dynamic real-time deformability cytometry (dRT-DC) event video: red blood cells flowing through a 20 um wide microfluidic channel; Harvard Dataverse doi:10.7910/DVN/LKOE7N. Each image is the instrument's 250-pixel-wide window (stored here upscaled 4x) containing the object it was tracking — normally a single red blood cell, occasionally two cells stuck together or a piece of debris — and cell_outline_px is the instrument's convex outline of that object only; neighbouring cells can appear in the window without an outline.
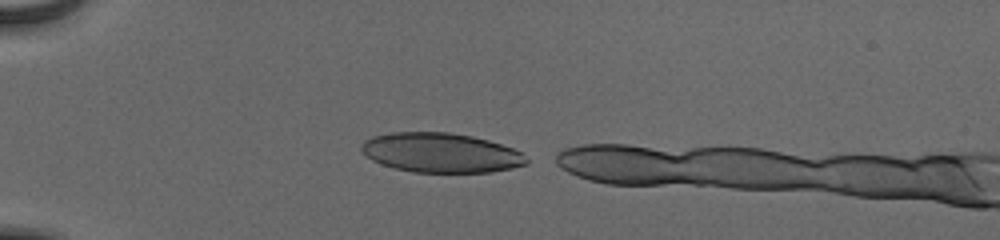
{"species": "human", "species_latin": "Homo sapiens", "temperature_condition": "cold", "stored_images_in_passage": 4, "camera_frame_rate_fps": 3000, "um_per_image_px": 0.085, "donor": {"sex": "male"}, "frame": {"image": 1, "passage_image": 1, "time_ms": 0.0, "image_size_px": [1000, 240], "cell_outline_px": [[528, 164], [512, 168], [492, 172], [412, 172], [392, 168], [380, 164], [372, 160], [360, 148], [360, 144], [364, 140], [372, 136], [392, 132], [448, 132], [472, 136], [488, 140], [512, 148], [520, 152], [528, 160]], "centroid_in_image_um": [37.44, 12.98], "position_along_channel_um": 47.6, "area_um2": 38.15}}